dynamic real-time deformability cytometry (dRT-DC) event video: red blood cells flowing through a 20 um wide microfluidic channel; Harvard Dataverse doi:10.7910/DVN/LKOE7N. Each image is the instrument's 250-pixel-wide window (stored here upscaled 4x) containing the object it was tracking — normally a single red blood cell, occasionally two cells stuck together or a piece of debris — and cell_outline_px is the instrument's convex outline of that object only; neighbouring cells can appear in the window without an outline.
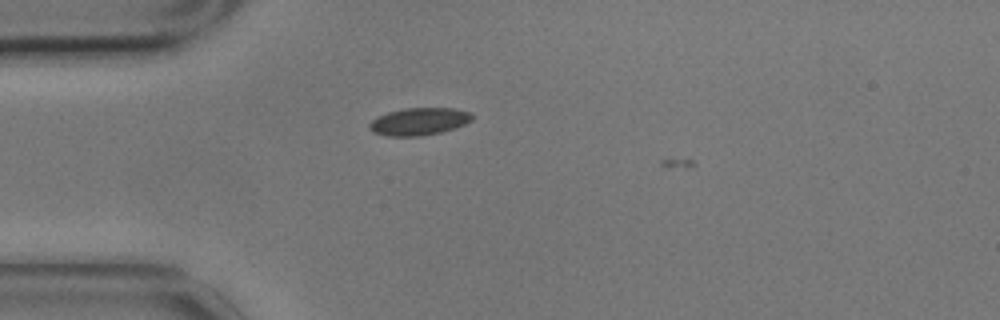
{"species": "common noctule bat (a hibernating species)", "species_latin": "Nyctalus noctula", "temperature_condition": "cold", "stored_images_in_passage": 7, "camera_frame_rate_fps": 3000, "um_per_image_px": 0.085, "animal": {"sex": "male", "body_mass_g": 17.9}, "frame": {"image": 1, "passage_image": 6, "time_ms": 1.667, "image_size_px": [1000, 320], "cell_outline_px": [[472, 120], [456, 128], [440, 132], [420, 136], [388, 136], [372, 132], [368, 128], [368, 124], [376, 116], [388, 112], [404, 108], [452, 108], [468, 112], [472, 116]], "centroid_in_image_um": [35.56, 10.33], "position_along_channel_um": 49.4, "area_um2": 16.42}}